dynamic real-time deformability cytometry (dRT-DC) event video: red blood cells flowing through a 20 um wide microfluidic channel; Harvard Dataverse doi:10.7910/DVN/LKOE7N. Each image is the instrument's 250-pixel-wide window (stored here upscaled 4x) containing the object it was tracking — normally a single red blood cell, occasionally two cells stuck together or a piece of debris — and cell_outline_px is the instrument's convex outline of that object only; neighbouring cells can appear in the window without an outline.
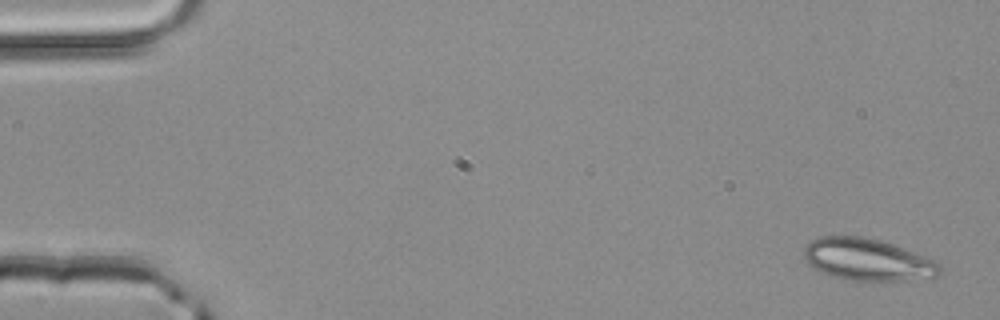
{"species": "common noctule bat (a hibernating species)", "species_latin": "Nyctalus noctula", "temperature_condition": "room temperature", "stored_images_in_passage": 3, "camera_frame_rate_fps": 3000, "um_per_image_px": 0.085, "animal": {"sex": "male", "body_mass_g": 20.4}, "frame": {"image": 1, "passage_image": 1, "time_ms": 0.0, "image_size_px": [1000, 320], "cell_outline_px": [[940, 272], [936, 276], [908, 280], [844, 280], [832, 276], [808, 264], [804, 260], [804, 248], [812, 240], [820, 236], [864, 236], [880, 240], [904, 248], [924, 256], [940, 264]], "centroid_in_image_um": [73.71, 22.06], "position_along_channel_um": 11.3, "area_um2": 32.95}}